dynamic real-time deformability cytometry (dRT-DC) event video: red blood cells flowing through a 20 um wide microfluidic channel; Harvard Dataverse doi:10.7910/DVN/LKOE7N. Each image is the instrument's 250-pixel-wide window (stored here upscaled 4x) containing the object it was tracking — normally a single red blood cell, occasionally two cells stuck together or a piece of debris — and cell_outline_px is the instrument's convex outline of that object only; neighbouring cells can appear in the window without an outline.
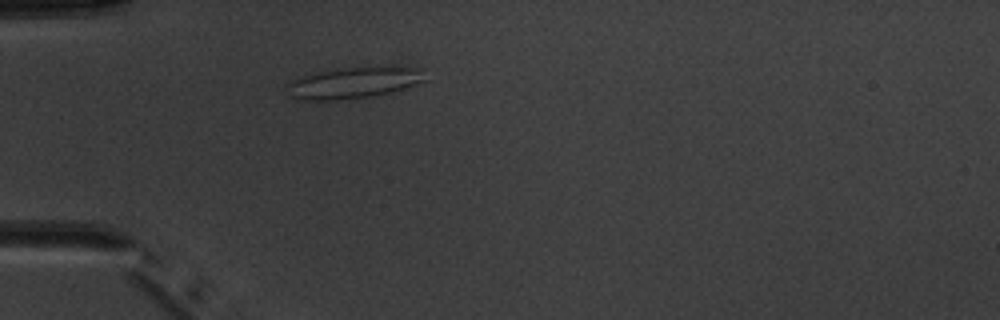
{"species": "common noctule bat (a hibernating species)", "species_latin": "Nyctalus noctula", "temperature_condition": "warm", "stored_images_in_passage": 3, "camera_frame_rate_fps": 3000, "um_per_image_px": 0.085, "animal": {"sex": "male", "body_mass_g": 20.1, "forearm_length_mm": 53.5}, "frame": {"image": 1, "passage_image": 3, "time_ms": 2.667, "image_size_px": [1000, 320], "cell_outline_px": [[424, 80], [404, 88], [392, 92], [372, 96], [328, 100], [308, 100], [292, 96], [288, 84], [300, 76], [320, 72], [344, 68], [420, 68]], "centroid_in_image_um": [30.05, 7.05], "position_along_channel_um": 55.0, "area_um2": 23.81}}